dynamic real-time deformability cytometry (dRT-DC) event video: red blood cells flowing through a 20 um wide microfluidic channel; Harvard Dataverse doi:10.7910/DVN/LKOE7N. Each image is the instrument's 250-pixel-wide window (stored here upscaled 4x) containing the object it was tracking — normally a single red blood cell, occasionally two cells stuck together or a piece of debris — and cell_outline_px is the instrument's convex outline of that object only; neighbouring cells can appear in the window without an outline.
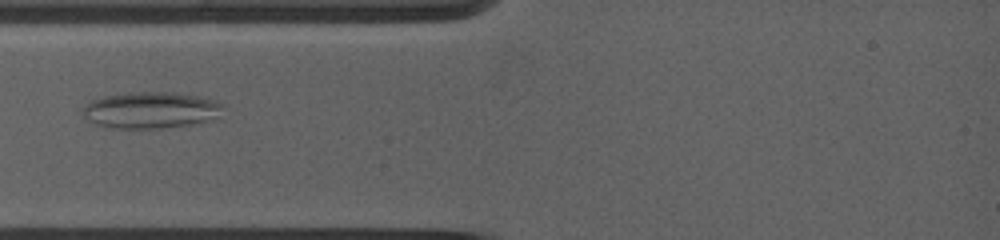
{"species": "common noctule bat (a hibernating species)", "species_latin": "Nyctalus noctula", "temperature_condition": "warm", "stored_images_in_passage": 33, "camera_frame_rate_fps": 5000, "um_per_image_px": 0.085, "animal": {"sex": "female", "body_mass_g": 19.0, "forearm_length_mm": 53.3}, "frame": {"image": 1, "passage_image": 7, "time_ms": 2.6, "image_size_px": [1000, 240], "cell_outline_px": [[224, 104], [216, 116], [212, 120], [200, 124], [160, 128], [108, 128], [96, 124], [88, 120], [80, 112], [92, 100], [104, 96], [136, 92], [172, 92], [196, 96], [212, 100]], "centroid_in_image_um": [12.81, 9.38], "position_along_channel_um": 72.2, "area_um2": 29.71}}
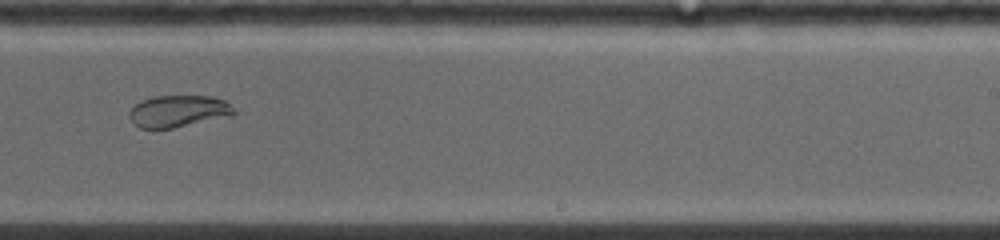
{"frame": {"image": 2, "passage_image": 19, "time_ms": 7.8, "image_size_px": [1000, 240], "cell_outline_px": [[236, 112], [232, 116], [172, 128], [140, 128], [128, 116], [128, 112], [136, 104], [152, 96], [212, 96], [224, 100]], "centroid_in_image_um": [15.17, 9.45], "position_along_channel_um": 273.8, "area_um2": 19.25}}
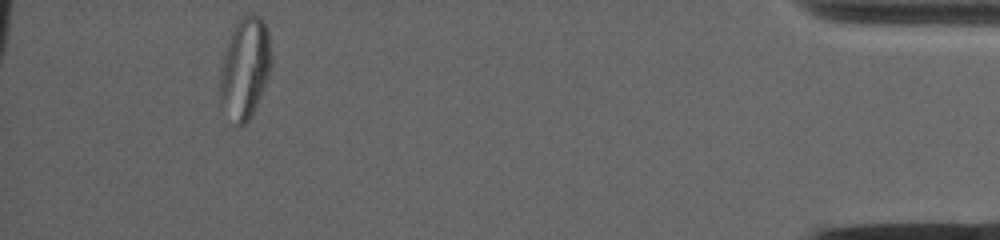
{"frame": {"image": 3, "passage_image": 33, "time_ms": 13.6, "image_size_px": [1000, 240], "cell_outline_px": [[272, 64], [260, 96], [252, 116], [244, 124], [236, 124], [220, 100], [220, 72], [224, 56], [232, 32], [240, 16], [248, 12], [252, 12], [260, 16], [264, 20], [268, 32], [272, 60]], "centroid_in_image_um": [20.85, 5.72], "position_along_channel_um": 414.3, "area_um2": 29.77}, "authors_computed_cell_mechanics": {"area_um2": 25.9522, "velocity_mm_per_s": 3.8836, "shape_relaxation_time_tau1_ms": null, "shape_relaxation_time_tau2_ms": 1.061, "deformation_change_tau1": null, "deformation_change_tau2": 0.0454}}